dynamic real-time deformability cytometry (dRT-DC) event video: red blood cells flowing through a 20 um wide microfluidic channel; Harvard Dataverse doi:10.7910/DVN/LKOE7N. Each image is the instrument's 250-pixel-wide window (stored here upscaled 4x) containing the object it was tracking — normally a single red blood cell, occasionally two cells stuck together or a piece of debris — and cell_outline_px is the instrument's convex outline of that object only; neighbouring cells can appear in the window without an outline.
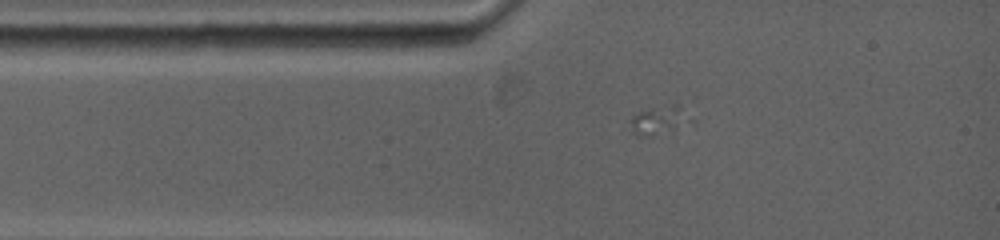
{"species": "common noctule bat (a hibernating species)", "species_latin": "Nyctalus noctula", "temperature_condition": "warm", "stored_images_in_passage": 5, "camera_frame_rate_fps": 5000, "um_per_image_px": 0.085, "animal": {"sex": "female", "body_mass_g": 19.0, "forearm_length_mm": 53.3}, "frame": {"image": 1, "passage_image": 4, "time_ms": 0.8, "image_size_px": [1000, 240], "cell_outline_px": [[696, 120], [692, 124], [652, 136], [640, 136], [632, 132], [628, 120], [636, 112], [652, 108], [676, 104]], "centroid_in_image_um": [56.05, 10.23], "position_along_channel_um": 28.9, "area_um2": 10.29}}